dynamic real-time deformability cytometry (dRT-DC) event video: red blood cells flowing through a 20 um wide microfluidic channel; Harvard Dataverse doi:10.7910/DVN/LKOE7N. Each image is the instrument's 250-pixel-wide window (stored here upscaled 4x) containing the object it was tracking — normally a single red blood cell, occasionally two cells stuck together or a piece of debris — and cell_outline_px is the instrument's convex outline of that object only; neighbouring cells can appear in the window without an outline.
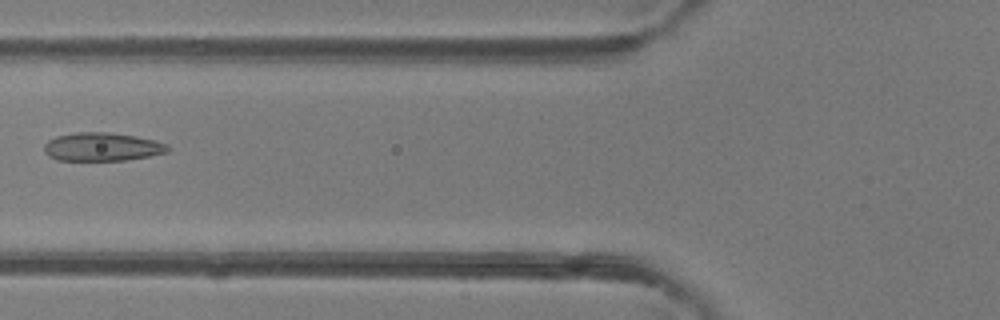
{"species": "common noctule bat (a hibernating species)", "species_latin": "Nyctalus noctula", "temperature_condition": "room temperature", "stored_images_in_passage": 3, "camera_frame_rate_fps": 3000, "um_per_image_px": 0.085, "animal": {"sex": "female"}, "frame": {"image": 1, "passage_image": 3, "time_ms": 0.667, "image_size_px": [1000, 320], "cell_outline_px": [[168, 152], [148, 156], [124, 160], [56, 160], [48, 156], [44, 152], [44, 144], [48, 140], [56, 136], [76, 132], [108, 132], [136, 136], [156, 140], [168, 144]], "centroid_in_image_um": [8.66, 12.47], "position_along_channel_um": 117.1, "area_um2": 20.52}}